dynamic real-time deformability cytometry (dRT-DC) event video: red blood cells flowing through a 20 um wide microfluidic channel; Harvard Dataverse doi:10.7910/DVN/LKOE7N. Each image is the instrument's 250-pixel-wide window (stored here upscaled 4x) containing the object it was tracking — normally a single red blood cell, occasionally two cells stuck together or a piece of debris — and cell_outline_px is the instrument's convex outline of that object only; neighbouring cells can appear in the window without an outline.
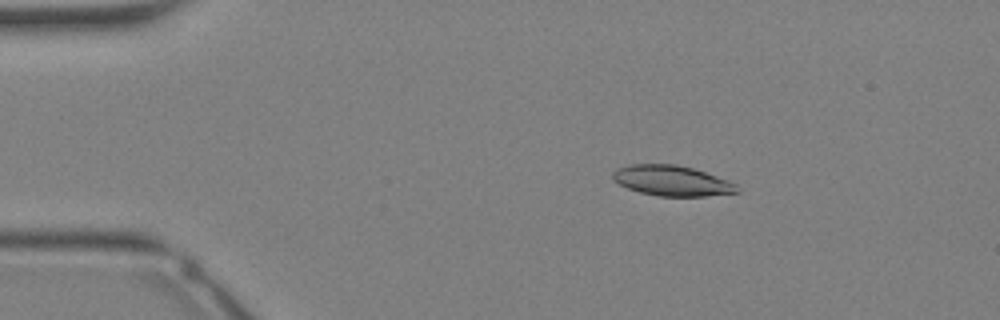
{"species": "Egyptian fruit bat (a non-hibernating species)", "species_latin": "Rousettus aegyptiacus", "temperature_condition": "warm", "stored_images_in_passage": 34, "camera_frame_rate_fps": 3000, "um_per_image_px": 0.085, "animal": {"sex": "female"}, "frame": {"image": 1, "passage_image": 6, "time_ms": 1.667, "image_size_px": [1000, 320], "cell_outline_px": [[740, 192], [704, 196], [660, 196], [640, 192], [628, 188], [612, 180], [612, 172], [616, 168], [632, 164], [676, 164], [692, 168], [728, 180], [736, 184]], "centroid_in_image_um": [57.09, 15.35], "position_along_channel_um": 27.9, "area_um2": 21.91}}
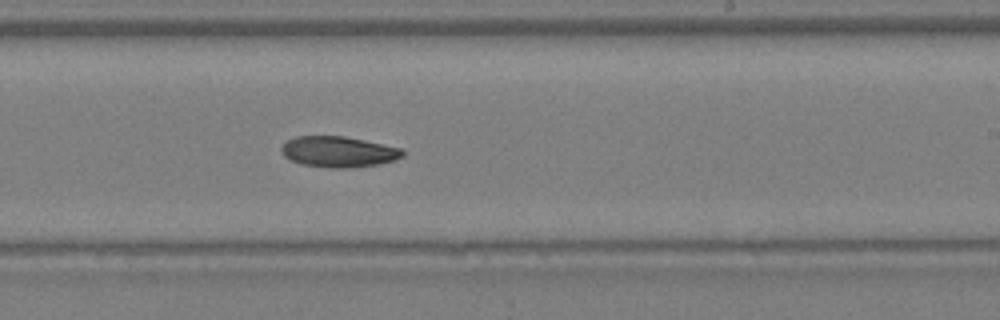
{"frame": {"image": 2, "passage_image": 21, "time_ms": 6.667, "image_size_px": [1000, 320], "cell_outline_px": [[404, 156], [396, 160], [376, 164], [344, 168], [332, 168], [300, 164], [284, 156], [280, 148], [288, 140], [296, 136], [344, 136], [404, 148]], "centroid_in_image_um": [28.8, 12.89], "position_along_channel_um": 260.2, "area_um2": 21.73}}
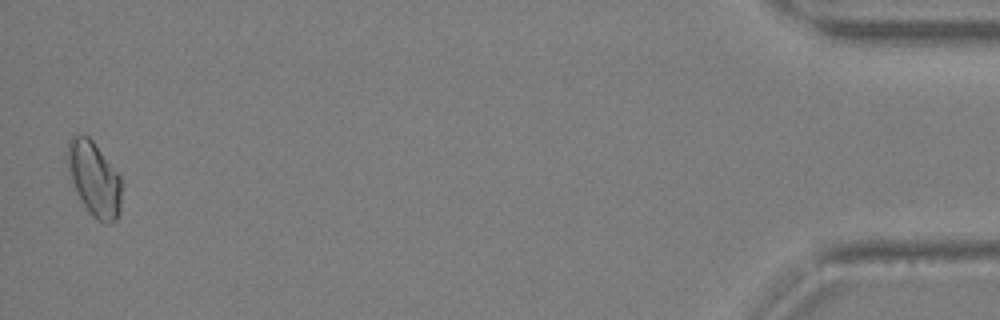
{"frame": {"image": 3, "passage_image": 34, "time_ms": 11.0, "image_size_px": [1000, 320], "cell_outline_px": [[120, 212], [116, 220], [96, 220], [88, 212], [72, 180], [68, 168], [68, 140], [72, 136], [88, 136], [92, 140], [120, 176]], "centroid_in_image_um": [8.01, 15.19], "position_along_channel_um": 427.2, "area_um2": 22.54}}